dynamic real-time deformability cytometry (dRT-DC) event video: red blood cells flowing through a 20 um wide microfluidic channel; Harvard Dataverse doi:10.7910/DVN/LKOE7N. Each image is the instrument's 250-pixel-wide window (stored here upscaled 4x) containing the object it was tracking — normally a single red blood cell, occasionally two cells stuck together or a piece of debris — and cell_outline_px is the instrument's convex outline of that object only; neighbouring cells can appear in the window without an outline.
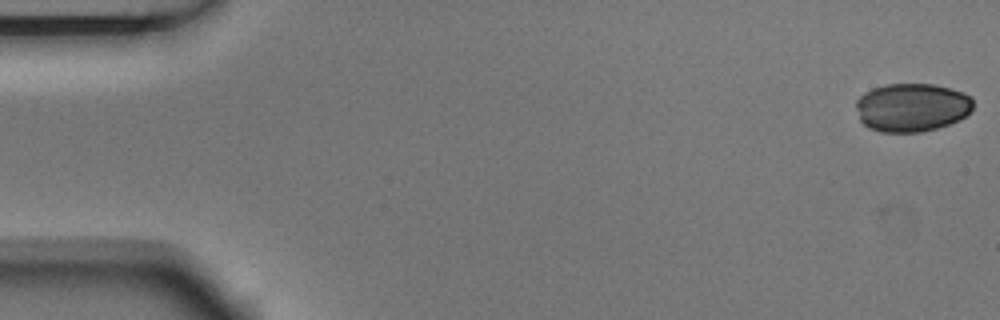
{"species": "Egyptian fruit bat (a non-hibernating species)", "species_latin": "Rousettus aegyptiacus", "temperature_condition": "room temperature", "stored_images_in_passage": 5, "camera_frame_rate_fps": 3000, "um_per_image_px": 0.085, "animal": {"sex": "male"}, "frame": {"image": 1, "passage_image": 1, "time_ms": 0.0, "image_size_px": [1000, 320], "cell_outline_px": [[972, 108], [964, 116], [948, 124], [936, 128], [920, 132], [880, 132], [868, 128], [860, 120], [856, 108], [856, 100], [864, 92], [872, 88], [884, 84], [932, 84], [964, 92], [972, 96]], "centroid_in_image_um": [77.46, 9.12], "position_along_channel_um": 7.5, "area_um2": 33.06}}